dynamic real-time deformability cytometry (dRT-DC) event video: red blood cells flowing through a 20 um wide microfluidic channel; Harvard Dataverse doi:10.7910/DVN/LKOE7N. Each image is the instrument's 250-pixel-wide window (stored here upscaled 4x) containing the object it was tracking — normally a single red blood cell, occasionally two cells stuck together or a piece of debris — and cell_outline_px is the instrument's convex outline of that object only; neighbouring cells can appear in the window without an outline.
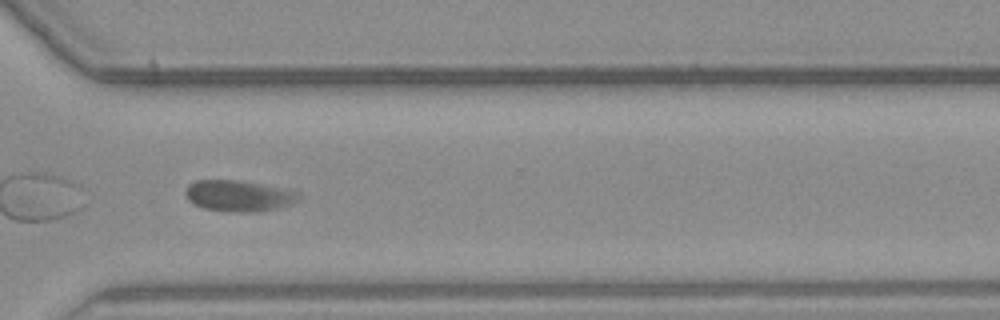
{"species": "common noctule bat (a hibernating species)", "species_latin": "Nyctalus noctula", "temperature_condition": "warm", "stored_images_in_passage": 35, "camera_frame_rate_fps": 3000, "um_per_image_px": 0.085, "animal": {"sex": "male", "body_mass_g": 23.1, "forearm_length_mm": 52.7}, "frame": {"image": 1, "passage_image": 25, "time_ms": 8.0, "image_size_px": [1000, 320], "cell_outline_px": [[300, 196], [296, 200], [288, 204], [276, 208], [252, 212], [236, 212], [204, 208], [188, 200], [184, 192], [188, 184], [196, 180], [240, 180], [300, 192]], "centroid_in_image_um": [20.24, 16.63], "position_along_channel_um": 350.4, "area_um2": 20.17}, "authors_computed_cell_mechanics": {"area_um2": 20.2878, "velocity_mm_per_s": 3.6832, "shape_relaxation_time_tau1_ms": 9.5095, "shape_relaxation_time_tau2_ms": 2.0745, "deformation_change_tau1": 0.2108, "deformation_change_tau2": 0.0616}}